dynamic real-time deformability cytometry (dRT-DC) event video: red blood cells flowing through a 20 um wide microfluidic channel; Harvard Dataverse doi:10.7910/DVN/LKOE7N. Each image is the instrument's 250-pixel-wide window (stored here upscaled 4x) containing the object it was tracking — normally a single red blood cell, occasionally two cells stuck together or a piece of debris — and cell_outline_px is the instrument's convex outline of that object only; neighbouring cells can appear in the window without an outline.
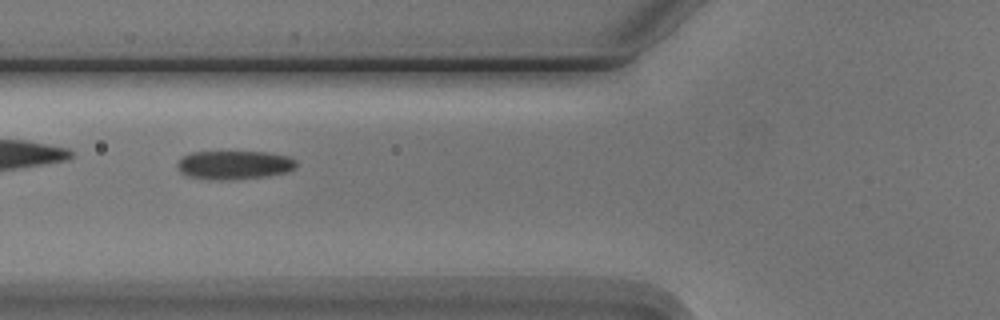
{"species": "Egyptian fruit bat (a non-hibernating species)", "species_latin": "Rousettus aegyptiacus", "temperature_condition": "cold", "stored_images_in_passage": 5, "camera_frame_rate_fps": 3000, "um_per_image_px": 0.085, "animal": {"sex": "male"}, "frame": {"image": 1, "passage_image": 2, "time_ms": 1.333, "image_size_px": [1000, 320], "cell_outline_px": [[296, 168], [288, 172], [264, 176], [220, 180], [188, 176], [180, 172], [176, 164], [184, 156], [192, 152], [268, 152], [288, 156], [296, 160]], "centroid_in_image_um": [19.93, 14.01], "position_along_channel_um": 105.9, "area_um2": 19.65}}
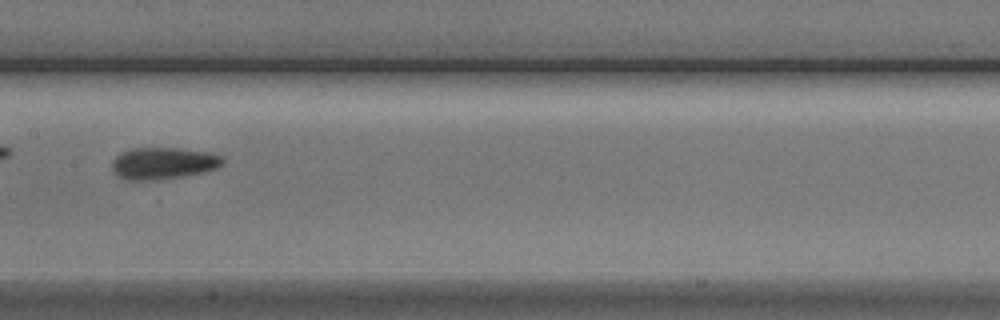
{"frame": {"image": 2, "passage_image": 4, "time_ms": 3.667, "image_size_px": [1000, 320], "cell_outline_px": [[224, 164], [216, 168], [204, 172], [184, 176], [148, 180], [128, 180], [116, 176], [112, 172], [112, 160], [120, 152], [128, 148], [180, 148], [212, 152], [220, 156], [224, 160]], "centroid_in_image_um": [13.85, 13.86], "position_along_channel_um": 193.5, "area_um2": 20.81}}
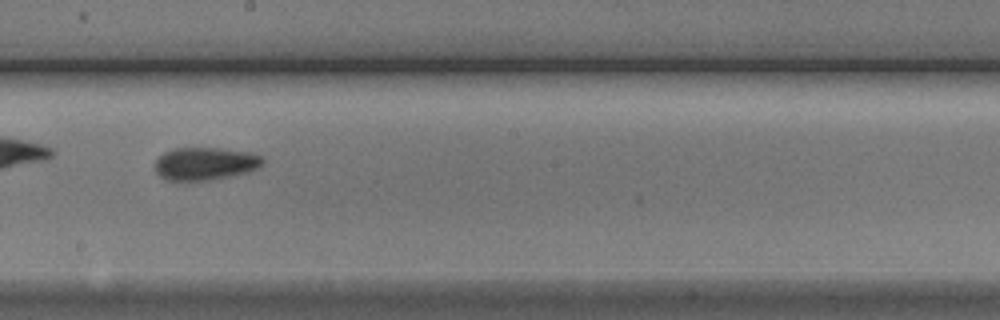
{"frame": {"image": 3, "passage_image": 5, "time_ms": 4.667, "image_size_px": [1000, 320], "cell_outline_px": [[264, 164], [248, 172], [212, 180], [164, 180], [156, 172], [156, 160], [164, 152], [176, 148], [220, 148], [252, 152], [264, 156]], "centroid_in_image_um": [17.48, 13.9], "position_along_channel_um": 230.7, "area_um2": 20.69}}